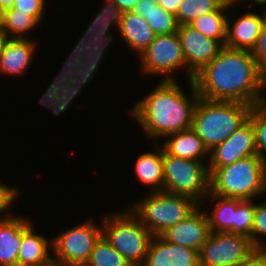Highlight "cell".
Returning a JSON list of instances; mask_svg holds the SVG:
<instances>
[{"label": "cell", "instance_id": "1", "mask_svg": "<svg viewBox=\"0 0 266 266\" xmlns=\"http://www.w3.org/2000/svg\"><path fill=\"white\" fill-rule=\"evenodd\" d=\"M201 98L236 101L253 106L266 100V80L250 51L223 47L219 54L194 76Z\"/></svg>", "mask_w": 266, "mask_h": 266}, {"label": "cell", "instance_id": "2", "mask_svg": "<svg viewBox=\"0 0 266 266\" xmlns=\"http://www.w3.org/2000/svg\"><path fill=\"white\" fill-rule=\"evenodd\" d=\"M191 100L175 80H163L133 107L132 114L150 138L166 137L192 128L193 113L199 99L190 80Z\"/></svg>", "mask_w": 266, "mask_h": 266}, {"label": "cell", "instance_id": "3", "mask_svg": "<svg viewBox=\"0 0 266 266\" xmlns=\"http://www.w3.org/2000/svg\"><path fill=\"white\" fill-rule=\"evenodd\" d=\"M251 107L236 101H212L199 97L193 113L192 129L210 151L249 118Z\"/></svg>", "mask_w": 266, "mask_h": 266}, {"label": "cell", "instance_id": "4", "mask_svg": "<svg viewBox=\"0 0 266 266\" xmlns=\"http://www.w3.org/2000/svg\"><path fill=\"white\" fill-rule=\"evenodd\" d=\"M210 192L215 195L253 200L266 191V162L249 156L219 168H208Z\"/></svg>", "mask_w": 266, "mask_h": 266}, {"label": "cell", "instance_id": "5", "mask_svg": "<svg viewBox=\"0 0 266 266\" xmlns=\"http://www.w3.org/2000/svg\"><path fill=\"white\" fill-rule=\"evenodd\" d=\"M149 193L147 198L131 207V212L153 236H159L183 221L201 205L183 194L165 190Z\"/></svg>", "mask_w": 266, "mask_h": 266}, {"label": "cell", "instance_id": "6", "mask_svg": "<svg viewBox=\"0 0 266 266\" xmlns=\"http://www.w3.org/2000/svg\"><path fill=\"white\" fill-rule=\"evenodd\" d=\"M103 236L131 266H142L153 234L129 210L107 215L102 223Z\"/></svg>", "mask_w": 266, "mask_h": 266}, {"label": "cell", "instance_id": "7", "mask_svg": "<svg viewBox=\"0 0 266 266\" xmlns=\"http://www.w3.org/2000/svg\"><path fill=\"white\" fill-rule=\"evenodd\" d=\"M204 163L171 156L163 150V190L183 194L201 203L210 192L208 165Z\"/></svg>", "mask_w": 266, "mask_h": 266}, {"label": "cell", "instance_id": "8", "mask_svg": "<svg viewBox=\"0 0 266 266\" xmlns=\"http://www.w3.org/2000/svg\"><path fill=\"white\" fill-rule=\"evenodd\" d=\"M106 3L74 47L85 55L81 62L83 69H98L104 56L103 53L113 39V36L108 34L109 29H111L110 26L115 24L119 30L124 12L113 0H106Z\"/></svg>", "mask_w": 266, "mask_h": 266}, {"label": "cell", "instance_id": "9", "mask_svg": "<svg viewBox=\"0 0 266 266\" xmlns=\"http://www.w3.org/2000/svg\"><path fill=\"white\" fill-rule=\"evenodd\" d=\"M92 221L76 225L53 238L54 257L70 266H85L95 244L103 236L102 226Z\"/></svg>", "mask_w": 266, "mask_h": 266}, {"label": "cell", "instance_id": "10", "mask_svg": "<svg viewBox=\"0 0 266 266\" xmlns=\"http://www.w3.org/2000/svg\"><path fill=\"white\" fill-rule=\"evenodd\" d=\"M254 250L247 236L210 232L199 251V266H237Z\"/></svg>", "mask_w": 266, "mask_h": 266}, {"label": "cell", "instance_id": "11", "mask_svg": "<svg viewBox=\"0 0 266 266\" xmlns=\"http://www.w3.org/2000/svg\"><path fill=\"white\" fill-rule=\"evenodd\" d=\"M139 57L143 73L165 74L164 80H175L173 76H170L171 72L173 73L181 67L186 69V62L177 32L156 35Z\"/></svg>", "mask_w": 266, "mask_h": 266}, {"label": "cell", "instance_id": "12", "mask_svg": "<svg viewBox=\"0 0 266 266\" xmlns=\"http://www.w3.org/2000/svg\"><path fill=\"white\" fill-rule=\"evenodd\" d=\"M177 34L190 81L219 54L224 46L218 40L208 38L190 25H179Z\"/></svg>", "mask_w": 266, "mask_h": 266}, {"label": "cell", "instance_id": "13", "mask_svg": "<svg viewBox=\"0 0 266 266\" xmlns=\"http://www.w3.org/2000/svg\"><path fill=\"white\" fill-rule=\"evenodd\" d=\"M208 168H219L237 160L257 155L255 130L248 118L224 142L209 151Z\"/></svg>", "mask_w": 266, "mask_h": 266}, {"label": "cell", "instance_id": "14", "mask_svg": "<svg viewBox=\"0 0 266 266\" xmlns=\"http://www.w3.org/2000/svg\"><path fill=\"white\" fill-rule=\"evenodd\" d=\"M209 233L207 213L197 207L186 219L168 228L161 236L170 243L199 252Z\"/></svg>", "mask_w": 266, "mask_h": 266}, {"label": "cell", "instance_id": "15", "mask_svg": "<svg viewBox=\"0 0 266 266\" xmlns=\"http://www.w3.org/2000/svg\"><path fill=\"white\" fill-rule=\"evenodd\" d=\"M142 266H199V252L153 236Z\"/></svg>", "mask_w": 266, "mask_h": 266}, {"label": "cell", "instance_id": "16", "mask_svg": "<svg viewBox=\"0 0 266 266\" xmlns=\"http://www.w3.org/2000/svg\"><path fill=\"white\" fill-rule=\"evenodd\" d=\"M266 13L263 16L248 12L230 24L227 19L225 47L252 52L260 35Z\"/></svg>", "mask_w": 266, "mask_h": 266}, {"label": "cell", "instance_id": "17", "mask_svg": "<svg viewBox=\"0 0 266 266\" xmlns=\"http://www.w3.org/2000/svg\"><path fill=\"white\" fill-rule=\"evenodd\" d=\"M31 226L23 217L6 215L0 218V265L17 266L22 234Z\"/></svg>", "mask_w": 266, "mask_h": 266}, {"label": "cell", "instance_id": "18", "mask_svg": "<svg viewBox=\"0 0 266 266\" xmlns=\"http://www.w3.org/2000/svg\"><path fill=\"white\" fill-rule=\"evenodd\" d=\"M29 38H4L0 52V73L22 74L33 58L36 46Z\"/></svg>", "mask_w": 266, "mask_h": 266}, {"label": "cell", "instance_id": "19", "mask_svg": "<svg viewBox=\"0 0 266 266\" xmlns=\"http://www.w3.org/2000/svg\"><path fill=\"white\" fill-rule=\"evenodd\" d=\"M166 138L168 139L161 147L171 156L201 161L209 154L202 139L192 128L169 134Z\"/></svg>", "mask_w": 266, "mask_h": 266}, {"label": "cell", "instance_id": "20", "mask_svg": "<svg viewBox=\"0 0 266 266\" xmlns=\"http://www.w3.org/2000/svg\"><path fill=\"white\" fill-rule=\"evenodd\" d=\"M119 32L122 39L132 50L137 51L139 56L156 36L145 18L132 11L124 12Z\"/></svg>", "mask_w": 266, "mask_h": 266}, {"label": "cell", "instance_id": "21", "mask_svg": "<svg viewBox=\"0 0 266 266\" xmlns=\"http://www.w3.org/2000/svg\"><path fill=\"white\" fill-rule=\"evenodd\" d=\"M49 247L52 248V240L48 241L45 236L35 234L31 225L22 234L17 266H39L50 257Z\"/></svg>", "mask_w": 266, "mask_h": 266}, {"label": "cell", "instance_id": "22", "mask_svg": "<svg viewBox=\"0 0 266 266\" xmlns=\"http://www.w3.org/2000/svg\"><path fill=\"white\" fill-rule=\"evenodd\" d=\"M155 147V153L141 154L135 164L136 175L145 185H152L151 192L163 190L164 184L163 149L156 143Z\"/></svg>", "mask_w": 266, "mask_h": 266}, {"label": "cell", "instance_id": "23", "mask_svg": "<svg viewBox=\"0 0 266 266\" xmlns=\"http://www.w3.org/2000/svg\"><path fill=\"white\" fill-rule=\"evenodd\" d=\"M233 4L231 0H226L216 11L199 16L189 25L208 38L218 40L225 46L227 16L224 12L231 8Z\"/></svg>", "mask_w": 266, "mask_h": 266}, {"label": "cell", "instance_id": "24", "mask_svg": "<svg viewBox=\"0 0 266 266\" xmlns=\"http://www.w3.org/2000/svg\"><path fill=\"white\" fill-rule=\"evenodd\" d=\"M210 194V195H209ZM212 202H216L212 216L207 215L210 232L234 233L235 209L237 198H227L209 192ZM216 200V201H215Z\"/></svg>", "mask_w": 266, "mask_h": 266}, {"label": "cell", "instance_id": "25", "mask_svg": "<svg viewBox=\"0 0 266 266\" xmlns=\"http://www.w3.org/2000/svg\"><path fill=\"white\" fill-rule=\"evenodd\" d=\"M38 23L39 22L32 15L13 7L8 8L4 10L3 24L0 33L5 38L24 39L27 38L24 35L35 26H38Z\"/></svg>", "mask_w": 266, "mask_h": 266}, {"label": "cell", "instance_id": "26", "mask_svg": "<svg viewBox=\"0 0 266 266\" xmlns=\"http://www.w3.org/2000/svg\"><path fill=\"white\" fill-rule=\"evenodd\" d=\"M226 0H181L176 12L178 25H189L199 16L216 11Z\"/></svg>", "mask_w": 266, "mask_h": 266}, {"label": "cell", "instance_id": "27", "mask_svg": "<svg viewBox=\"0 0 266 266\" xmlns=\"http://www.w3.org/2000/svg\"><path fill=\"white\" fill-rule=\"evenodd\" d=\"M85 266H131V264L102 236L95 244Z\"/></svg>", "mask_w": 266, "mask_h": 266}, {"label": "cell", "instance_id": "28", "mask_svg": "<svg viewBox=\"0 0 266 266\" xmlns=\"http://www.w3.org/2000/svg\"><path fill=\"white\" fill-rule=\"evenodd\" d=\"M144 18L155 35L170 34L178 30L176 16L160 5L153 6L149 13L144 15Z\"/></svg>", "mask_w": 266, "mask_h": 266}, {"label": "cell", "instance_id": "29", "mask_svg": "<svg viewBox=\"0 0 266 266\" xmlns=\"http://www.w3.org/2000/svg\"><path fill=\"white\" fill-rule=\"evenodd\" d=\"M249 119L255 130L257 155L266 162V100L251 107Z\"/></svg>", "mask_w": 266, "mask_h": 266}, {"label": "cell", "instance_id": "30", "mask_svg": "<svg viewBox=\"0 0 266 266\" xmlns=\"http://www.w3.org/2000/svg\"><path fill=\"white\" fill-rule=\"evenodd\" d=\"M253 200L237 199L235 209L234 233L247 236L251 239L255 204Z\"/></svg>", "mask_w": 266, "mask_h": 266}, {"label": "cell", "instance_id": "31", "mask_svg": "<svg viewBox=\"0 0 266 266\" xmlns=\"http://www.w3.org/2000/svg\"><path fill=\"white\" fill-rule=\"evenodd\" d=\"M266 236V201L261 205L255 204L253 227L251 232V242L255 249H266L263 240L260 236Z\"/></svg>", "mask_w": 266, "mask_h": 266}, {"label": "cell", "instance_id": "32", "mask_svg": "<svg viewBox=\"0 0 266 266\" xmlns=\"http://www.w3.org/2000/svg\"><path fill=\"white\" fill-rule=\"evenodd\" d=\"M251 53L256 59L262 77L266 80V21Z\"/></svg>", "mask_w": 266, "mask_h": 266}, {"label": "cell", "instance_id": "33", "mask_svg": "<svg viewBox=\"0 0 266 266\" xmlns=\"http://www.w3.org/2000/svg\"><path fill=\"white\" fill-rule=\"evenodd\" d=\"M46 0H15L13 8L32 15L38 22L43 19Z\"/></svg>", "mask_w": 266, "mask_h": 266}, {"label": "cell", "instance_id": "34", "mask_svg": "<svg viewBox=\"0 0 266 266\" xmlns=\"http://www.w3.org/2000/svg\"><path fill=\"white\" fill-rule=\"evenodd\" d=\"M70 54L71 55L69 56V58L63 63L64 66L60 71V76L72 78L76 71L80 68L81 62L85 56L82 51L76 48H73V51H71Z\"/></svg>", "mask_w": 266, "mask_h": 266}, {"label": "cell", "instance_id": "35", "mask_svg": "<svg viewBox=\"0 0 266 266\" xmlns=\"http://www.w3.org/2000/svg\"><path fill=\"white\" fill-rule=\"evenodd\" d=\"M84 85L85 84L74 83L73 80H70V82L59 94V98L56 100V102L60 103L61 105H65L68 108L74 98L80 94L81 88Z\"/></svg>", "mask_w": 266, "mask_h": 266}, {"label": "cell", "instance_id": "36", "mask_svg": "<svg viewBox=\"0 0 266 266\" xmlns=\"http://www.w3.org/2000/svg\"><path fill=\"white\" fill-rule=\"evenodd\" d=\"M19 191L11 186L0 183V213L5 212L7 208L16 200Z\"/></svg>", "mask_w": 266, "mask_h": 266}, {"label": "cell", "instance_id": "37", "mask_svg": "<svg viewBox=\"0 0 266 266\" xmlns=\"http://www.w3.org/2000/svg\"><path fill=\"white\" fill-rule=\"evenodd\" d=\"M237 266H266V249H255Z\"/></svg>", "mask_w": 266, "mask_h": 266}, {"label": "cell", "instance_id": "38", "mask_svg": "<svg viewBox=\"0 0 266 266\" xmlns=\"http://www.w3.org/2000/svg\"><path fill=\"white\" fill-rule=\"evenodd\" d=\"M63 89L64 88L48 87L40 99V104L45 105L53 111V105L56 103Z\"/></svg>", "mask_w": 266, "mask_h": 266}, {"label": "cell", "instance_id": "39", "mask_svg": "<svg viewBox=\"0 0 266 266\" xmlns=\"http://www.w3.org/2000/svg\"><path fill=\"white\" fill-rule=\"evenodd\" d=\"M156 0H139L135 7L133 8L132 12L144 17V15H147L149 11L153 8V6H157Z\"/></svg>", "mask_w": 266, "mask_h": 266}, {"label": "cell", "instance_id": "40", "mask_svg": "<svg viewBox=\"0 0 266 266\" xmlns=\"http://www.w3.org/2000/svg\"><path fill=\"white\" fill-rule=\"evenodd\" d=\"M95 71L96 70L83 69V66H80L71 80L78 84H88Z\"/></svg>", "mask_w": 266, "mask_h": 266}, {"label": "cell", "instance_id": "41", "mask_svg": "<svg viewBox=\"0 0 266 266\" xmlns=\"http://www.w3.org/2000/svg\"><path fill=\"white\" fill-rule=\"evenodd\" d=\"M157 4L163 7L168 12L176 15L179 3L181 0H156Z\"/></svg>", "mask_w": 266, "mask_h": 266}, {"label": "cell", "instance_id": "42", "mask_svg": "<svg viewBox=\"0 0 266 266\" xmlns=\"http://www.w3.org/2000/svg\"><path fill=\"white\" fill-rule=\"evenodd\" d=\"M123 12H131L139 0H113Z\"/></svg>", "mask_w": 266, "mask_h": 266}, {"label": "cell", "instance_id": "43", "mask_svg": "<svg viewBox=\"0 0 266 266\" xmlns=\"http://www.w3.org/2000/svg\"><path fill=\"white\" fill-rule=\"evenodd\" d=\"M70 80V77L57 76V78L50 83L49 87L65 88Z\"/></svg>", "mask_w": 266, "mask_h": 266}, {"label": "cell", "instance_id": "44", "mask_svg": "<svg viewBox=\"0 0 266 266\" xmlns=\"http://www.w3.org/2000/svg\"><path fill=\"white\" fill-rule=\"evenodd\" d=\"M39 266H70V265H67L65 262L56 257L50 256L45 262H43Z\"/></svg>", "mask_w": 266, "mask_h": 266}, {"label": "cell", "instance_id": "45", "mask_svg": "<svg viewBox=\"0 0 266 266\" xmlns=\"http://www.w3.org/2000/svg\"><path fill=\"white\" fill-rule=\"evenodd\" d=\"M67 109V107L65 105H61L60 103L56 102L54 105H53V113L55 115H59L60 113H63L65 112Z\"/></svg>", "mask_w": 266, "mask_h": 266}, {"label": "cell", "instance_id": "46", "mask_svg": "<svg viewBox=\"0 0 266 266\" xmlns=\"http://www.w3.org/2000/svg\"><path fill=\"white\" fill-rule=\"evenodd\" d=\"M15 0H0V7L3 10H6L8 8H12L14 5Z\"/></svg>", "mask_w": 266, "mask_h": 266}, {"label": "cell", "instance_id": "47", "mask_svg": "<svg viewBox=\"0 0 266 266\" xmlns=\"http://www.w3.org/2000/svg\"><path fill=\"white\" fill-rule=\"evenodd\" d=\"M241 0H232V2L235 4L236 2H239ZM257 3V5L261 4V5H265L266 4V0H252V2Z\"/></svg>", "mask_w": 266, "mask_h": 266}, {"label": "cell", "instance_id": "48", "mask_svg": "<svg viewBox=\"0 0 266 266\" xmlns=\"http://www.w3.org/2000/svg\"><path fill=\"white\" fill-rule=\"evenodd\" d=\"M3 18H4V10L0 7V29L3 24Z\"/></svg>", "mask_w": 266, "mask_h": 266}, {"label": "cell", "instance_id": "49", "mask_svg": "<svg viewBox=\"0 0 266 266\" xmlns=\"http://www.w3.org/2000/svg\"><path fill=\"white\" fill-rule=\"evenodd\" d=\"M4 36L0 33V52H1V48H2V45H3V42H4Z\"/></svg>", "mask_w": 266, "mask_h": 266}]
</instances>
